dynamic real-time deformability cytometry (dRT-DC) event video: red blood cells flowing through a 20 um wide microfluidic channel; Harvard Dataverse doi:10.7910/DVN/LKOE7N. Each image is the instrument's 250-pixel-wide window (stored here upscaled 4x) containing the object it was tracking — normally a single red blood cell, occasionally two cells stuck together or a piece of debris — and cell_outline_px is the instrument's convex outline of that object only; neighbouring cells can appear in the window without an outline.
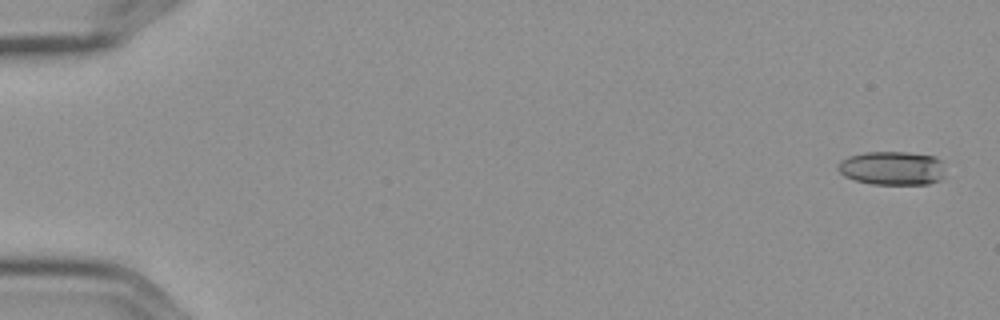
{"species": "Egyptian fruit bat (a non-hibernating species)", "species_latin": "Rousettus aegyptiacus", "temperature_condition": "cold", "stored_images_in_passage": 5, "camera_frame_rate_fps": 3000, "um_per_image_px": 0.085, "frame": {"image": 1, "passage_image": 1, "time_ms": 0.0, "image_size_px": [1000, 320], "cell_outline_px": [[944, 176], [940, 180], [928, 184], [872, 184], [856, 180], [844, 176], [836, 168], [840, 160], [848, 156], [864, 152], [908, 152], [936, 156], [944, 160]], "centroid_in_image_um": [75.87, 14.28], "position_along_channel_um": 9.1, "area_um2": 21.5}}
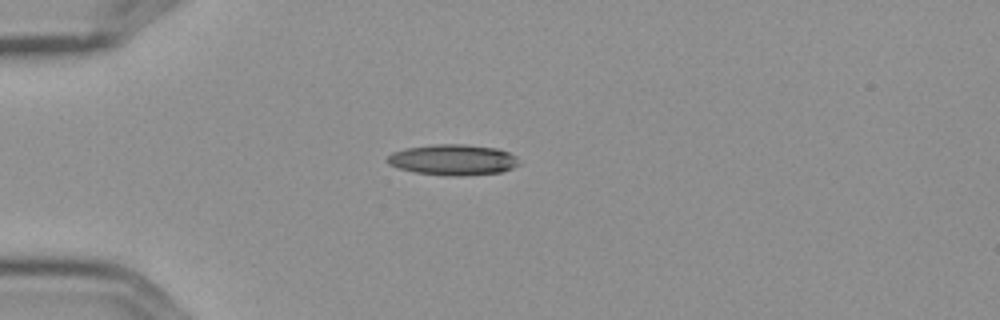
{"frame": {"image": 2, "passage_image": 5, "time_ms": 1.333, "image_size_px": [1000, 320], "cell_outline_px": [[520, 164], [512, 168], [500, 172], [460, 176], [444, 176], [416, 172], [400, 168], [388, 164], [384, 160], [392, 152], [404, 148], [436, 144], [464, 144], [496, 148], [508, 152], [516, 156]], "centroid_in_image_um": [38.48, 13.58], "position_along_channel_um": 46.5, "area_um2": 23.7}}